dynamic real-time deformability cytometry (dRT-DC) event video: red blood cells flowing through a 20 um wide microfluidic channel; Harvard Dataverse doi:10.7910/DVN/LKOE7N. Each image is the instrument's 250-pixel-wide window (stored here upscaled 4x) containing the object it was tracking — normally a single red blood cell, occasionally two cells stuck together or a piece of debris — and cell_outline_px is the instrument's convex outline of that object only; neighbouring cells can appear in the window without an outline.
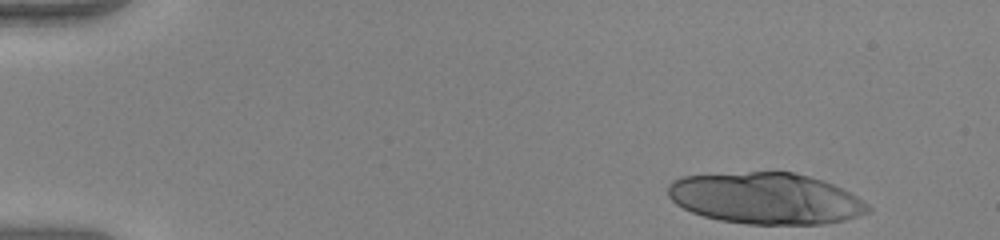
{"species": "human", "species_latin": "Homo sapiens", "temperature_condition": "warm", "stored_images_in_passage": 16, "camera_frame_rate_fps": 3000, "um_per_image_px": 0.085, "donor": {"sex": "female"}, "frame": {"image": 1, "passage_image": 1, "time_ms": 0.0, "image_size_px": [1000, 240], "cell_outline_px": [[872, 208], [868, 212], [844, 220], [824, 224], [748, 224], [720, 220], [704, 216], [692, 212], [676, 204], [668, 196], [668, 184], [672, 180], [680, 176], [748, 172], [796, 172], [824, 180], [856, 196], [868, 204]], "centroid_in_image_um": [65.07, 16.86], "position_along_channel_um": 19.9, "area_um2": 59.82}}